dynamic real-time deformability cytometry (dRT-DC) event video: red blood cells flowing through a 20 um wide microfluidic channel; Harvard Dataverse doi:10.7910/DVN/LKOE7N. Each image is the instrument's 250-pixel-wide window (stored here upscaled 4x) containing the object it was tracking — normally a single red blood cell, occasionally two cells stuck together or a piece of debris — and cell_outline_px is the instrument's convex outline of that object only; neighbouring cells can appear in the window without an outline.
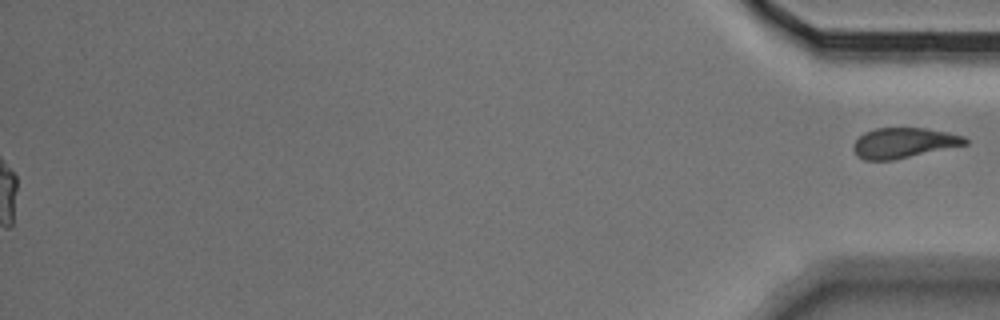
{"species": "Egyptian fruit bat (a non-hibernating species)", "species_latin": "Rousettus aegyptiacus", "temperature_condition": "cold", "stored_images_in_passage": 54, "segment_of_instrument_passage": [2, 2], "camera_frame_rate_fps": 3000, "um_per_image_px": 0.085, "animal": {"sex": "male"}, "frame": {"image": 1, "passage_image": 54, "time_ms": 17.667, "image_size_px": [1000, 320], "cell_outline_px": [[968, 144], [892, 160], [864, 160], [856, 156], [852, 148], [852, 144], [864, 132], [876, 128], [928, 128], [964, 136], [968, 140]], "centroid_in_image_um": [76.78, 12.14], "position_along_channel_um": 358.4, "area_um2": 19.71}}